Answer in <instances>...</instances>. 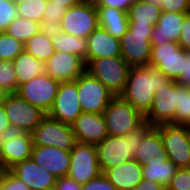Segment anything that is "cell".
<instances>
[{
    "instance_id": "6da1fadb",
    "label": "cell",
    "mask_w": 190,
    "mask_h": 190,
    "mask_svg": "<svg viewBox=\"0 0 190 190\" xmlns=\"http://www.w3.org/2000/svg\"><path fill=\"white\" fill-rule=\"evenodd\" d=\"M169 81L156 67H131L121 96L145 117L152 107L154 93Z\"/></svg>"
},
{
    "instance_id": "7a4b0ae2",
    "label": "cell",
    "mask_w": 190,
    "mask_h": 190,
    "mask_svg": "<svg viewBox=\"0 0 190 190\" xmlns=\"http://www.w3.org/2000/svg\"><path fill=\"white\" fill-rule=\"evenodd\" d=\"M153 126L145 122L138 129L125 136H107L96 144L100 170H106L133 159L146 133Z\"/></svg>"
},
{
    "instance_id": "3957f363",
    "label": "cell",
    "mask_w": 190,
    "mask_h": 190,
    "mask_svg": "<svg viewBox=\"0 0 190 190\" xmlns=\"http://www.w3.org/2000/svg\"><path fill=\"white\" fill-rule=\"evenodd\" d=\"M152 29V24H129L120 39L121 57L131 67L149 65Z\"/></svg>"
},
{
    "instance_id": "277c9868",
    "label": "cell",
    "mask_w": 190,
    "mask_h": 190,
    "mask_svg": "<svg viewBox=\"0 0 190 190\" xmlns=\"http://www.w3.org/2000/svg\"><path fill=\"white\" fill-rule=\"evenodd\" d=\"M102 114L108 136H125L146 122L145 117L121 95L113 96Z\"/></svg>"
},
{
    "instance_id": "5b68a950",
    "label": "cell",
    "mask_w": 190,
    "mask_h": 190,
    "mask_svg": "<svg viewBox=\"0 0 190 190\" xmlns=\"http://www.w3.org/2000/svg\"><path fill=\"white\" fill-rule=\"evenodd\" d=\"M130 68L121 56L93 59L86 65V71L100 80L114 96L123 93Z\"/></svg>"
},
{
    "instance_id": "8992f818",
    "label": "cell",
    "mask_w": 190,
    "mask_h": 190,
    "mask_svg": "<svg viewBox=\"0 0 190 190\" xmlns=\"http://www.w3.org/2000/svg\"><path fill=\"white\" fill-rule=\"evenodd\" d=\"M3 106L15 132L31 133L47 116L41 108L30 104L17 93H8Z\"/></svg>"
},
{
    "instance_id": "52a82bcc",
    "label": "cell",
    "mask_w": 190,
    "mask_h": 190,
    "mask_svg": "<svg viewBox=\"0 0 190 190\" xmlns=\"http://www.w3.org/2000/svg\"><path fill=\"white\" fill-rule=\"evenodd\" d=\"M31 137L33 146H54L66 151H71L77 142L71 125L48 115L31 132Z\"/></svg>"
},
{
    "instance_id": "ba28073f",
    "label": "cell",
    "mask_w": 190,
    "mask_h": 190,
    "mask_svg": "<svg viewBox=\"0 0 190 190\" xmlns=\"http://www.w3.org/2000/svg\"><path fill=\"white\" fill-rule=\"evenodd\" d=\"M98 27L97 10L93 1L72 6L66 10L59 28L61 32L87 39Z\"/></svg>"
},
{
    "instance_id": "9c48e42d",
    "label": "cell",
    "mask_w": 190,
    "mask_h": 190,
    "mask_svg": "<svg viewBox=\"0 0 190 190\" xmlns=\"http://www.w3.org/2000/svg\"><path fill=\"white\" fill-rule=\"evenodd\" d=\"M95 144L76 142L70 151L68 177L83 185L101 174Z\"/></svg>"
},
{
    "instance_id": "30bf717a",
    "label": "cell",
    "mask_w": 190,
    "mask_h": 190,
    "mask_svg": "<svg viewBox=\"0 0 190 190\" xmlns=\"http://www.w3.org/2000/svg\"><path fill=\"white\" fill-rule=\"evenodd\" d=\"M168 159L178 168H190V132L185 125H159Z\"/></svg>"
},
{
    "instance_id": "8fae6325",
    "label": "cell",
    "mask_w": 190,
    "mask_h": 190,
    "mask_svg": "<svg viewBox=\"0 0 190 190\" xmlns=\"http://www.w3.org/2000/svg\"><path fill=\"white\" fill-rule=\"evenodd\" d=\"M82 112L102 114L114 96L107 87L87 71L76 80Z\"/></svg>"
},
{
    "instance_id": "7c38bea8",
    "label": "cell",
    "mask_w": 190,
    "mask_h": 190,
    "mask_svg": "<svg viewBox=\"0 0 190 190\" xmlns=\"http://www.w3.org/2000/svg\"><path fill=\"white\" fill-rule=\"evenodd\" d=\"M59 86V81L45 73L18 86L16 93L48 114L53 107Z\"/></svg>"
},
{
    "instance_id": "4fadbf2b",
    "label": "cell",
    "mask_w": 190,
    "mask_h": 190,
    "mask_svg": "<svg viewBox=\"0 0 190 190\" xmlns=\"http://www.w3.org/2000/svg\"><path fill=\"white\" fill-rule=\"evenodd\" d=\"M178 104V83L170 80L154 93L152 107L145 121L152 126L175 125V113Z\"/></svg>"
},
{
    "instance_id": "5bb4252c",
    "label": "cell",
    "mask_w": 190,
    "mask_h": 190,
    "mask_svg": "<svg viewBox=\"0 0 190 190\" xmlns=\"http://www.w3.org/2000/svg\"><path fill=\"white\" fill-rule=\"evenodd\" d=\"M149 66L156 67L169 80L176 81L184 70V50L174 41L152 46Z\"/></svg>"
},
{
    "instance_id": "9a60e30c",
    "label": "cell",
    "mask_w": 190,
    "mask_h": 190,
    "mask_svg": "<svg viewBox=\"0 0 190 190\" xmlns=\"http://www.w3.org/2000/svg\"><path fill=\"white\" fill-rule=\"evenodd\" d=\"M81 114L76 81L60 82L53 107L47 115L71 125Z\"/></svg>"
},
{
    "instance_id": "2e32d148",
    "label": "cell",
    "mask_w": 190,
    "mask_h": 190,
    "mask_svg": "<svg viewBox=\"0 0 190 190\" xmlns=\"http://www.w3.org/2000/svg\"><path fill=\"white\" fill-rule=\"evenodd\" d=\"M85 71L84 59L71 53L55 51L45 62L46 74L59 82L74 81Z\"/></svg>"
},
{
    "instance_id": "e0dca14e",
    "label": "cell",
    "mask_w": 190,
    "mask_h": 190,
    "mask_svg": "<svg viewBox=\"0 0 190 190\" xmlns=\"http://www.w3.org/2000/svg\"><path fill=\"white\" fill-rule=\"evenodd\" d=\"M32 149L31 133L14 131L5 135L0 152V168L9 170L16 163L31 158Z\"/></svg>"
},
{
    "instance_id": "ac0fdd59",
    "label": "cell",
    "mask_w": 190,
    "mask_h": 190,
    "mask_svg": "<svg viewBox=\"0 0 190 190\" xmlns=\"http://www.w3.org/2000/svg\"><path fill=\"white\" fill-rule=\"evenodd\" d=\"M31 190H53L57 177L38 165L32 158L16 163L9 169Z\"/></svg>"
},
{
    "instance_id": "d6986e66",
    "label": "cell",
    "mask_w": 190,
    "mask_h": 190,
    "mask_svg": "<svg viewBox=\"0 0 190 190\" xmlns=\"http://www.w3.org/2000/svg\"><path fill=\"white\" fill-rule=\"evenodd\" d=\"M75 139L80 143L97 144L108 136L103 114L82 112L71 124Z\"/></svg>"
},
{
    "instance_id": "ffe728a7",
    "label": "cell",
    "mask_w": 190,
    "mask_h": 190,
    "mask_svg": "<svg viewBox=\"0 0 190 190\" xmlns=\"http://www.w3.org/2000/svg\"><path fill=\"white\" fill-rule=\"evenodd\" d=\"M31 158L57 178L68 175L70 151L54 146H33Z\"/></svg>"
},
{
    "instance_id": "44dd1931",
    "label": "cell",
    "mask_w": 190,
    "mask_h": 190,
    "mask_svg": "<svg viewBox=\"0 0 190 190\" xmlns=\"http://www.w3.org/2000/svg\"><path fill=\"white\" fill-rule=\"evenodd\" d=\"M86 65L93 59L121 56L120 40L98 26L86 39Z\"/></svg>"
},
{
    "instance_id": "7402d4cb",
    "label": "cell",
    "mask_w": 190,
    "mask_h": 190,
    "mask_svg": "<svg viewBox=\"0 0 190 190\" xmlns=\"http://www.w3.org/2000/svg\"><path fill=\"white\" fill-rule=\"evenodd\" d=\"M188 13L163 12L158 23L153 26L151 45H161L166 42H178L184 16Z\"/></svg>"
},
{
    "instance_id": "603a6c76",
    "label": "cell",
    "mask_w": 190,
    "mask_h": 190,
    "mask_svg": "<svg viewBox=\"0 0 190 190\" xmlns=\"http://www.w3.org/2000/svg\"><path fill=\"white\" fill-rule=\"evenodd\" d=\"M117 190H132L142 180V165L131 159L103 173Z\"/></svg>"
},
{
    "instance_id": "cb8c5ba5",
    "label": "cell",
    "mask_w": 190,
    "mask_h": 190,
    "mask_svg": "<svg viewBox=\"0 0 190 190\" xmlns=\"http://www.w3.org/2000/svg\"><path fill=\"white\" fill-rule=\"evenodd\" d=\"M178 167L168 159V155H160L149 160L147 165L142 166L143 180L153 181L165 188L170 184Z\"/></svg>"
},
{
    "instance_id": "d4e9b609",
    "label": "cell",
    "mask_w": 190,
    "mask_h": 190,
    "mask_svg": "<svg viewBox=\"0 0 190 190\" xmlns=\"http://www.w3.org/2000/svg\"><path fill=\"white\" fill-rule=\"evenodd\" d=\"M96 10L98 26L120 40L129 26L127 12L114 7H96Z\"/></svg>"
},
{
    "instance_id": "484cf974",
    "label": "cell",
    "mask_w": 190,
    "mask_h": 190,
    "mask_svg": "<svg viewBox=\"0 0 190 190\" xmlns=\"http://www.w3.org/2000/svg\"><path fill=\"white\" fill-rule=\"evenodd\" d=\"M168 155L161 139L159 126H153L145 135L142 143L138 147L133 159L140 165H147L153 157Z\"/></svg>"
},
{
    "instance_id": "4316f807",
    "label": "cell",
    "mask_w": 190,
    "mask_h": 190,
    "mask_svg": "<svg viewBox=\"0 0 190 190\" xmlns=\"http://www.w3.org/2000/svg\"><path fill=\"white\" fill-rule=\"evenodd\" d=\"M13 66L18 86L30 81L36 76L44 75L46 73L45 62L39 61L26 50L13 60Z\"/></svg>"
},
{
    "instance_id": "83f0119b",
    "label": "cell",
    "mask_w": 190,
    "mask_h": 190,
    "mask_svg": "<svg viewBox=\"0 0 190 190\" xmlns=\"http://www.w3.org/2000/svg\"><path fill=\"white\" fill-rule=\"evenodd\" d=\"M50 35L54 51L80 56L86 64L87 41L85 38H79L60 30H51Z\"/></svg>"
},
{
    "instance_id": "f1b7e54d",
    "label": "cell",
    "mask_w": 190,
    "mask_h": 190,
    "mask_svg": "<svg viewBox=\"0 0 190 190\" xmlns=\"http://www.w3.org/2000/svg\"><path fill=\"white\" fill-rule=\"evenodd\" d=\"M162 10L144 0H135L127 11L129 24H152L158 23Z\"/></svg>"
},
{
    "instance_id": "f546056e",
    "label": "cell",
    "mask_w": 190,
    "mask_h": 190,
    "mask_svg": "<svg viewBox=\"0 0 190 190\" xmlns=\"http://www.w3.org/2000/svg\"><path fill=\"white\" fill-rule=\"evenodd\" d=\"M24 48L33 57L42 62H46L55 52L50 31L46 30H41L38 34L30 38L24 44Z\"/></svg>"
},
{
    "instance_id": "4dcf8cb0",
    "label": "cell",
    "mask_w": 190,
    "mask_h": 190,
    "mask_svg": "<svg viewBox=\"0 0 190 190\" xmlns=\"http://www.w3.org/2000/svg\"><path fill=\"white\" fill-rule=\"evenodd\" d=\"M42 30V23L18 16L4 31L25 44Z\"/></svg>"
},
{
    "instance_id": "1f68e13d",
    "label": "cell",
    "mask_w": 190,
    "mask_h": 190,
    "mask_svg": "<svg viewBox=\"0 0 190 190\" xmlns=\"http://www.w3.org/2000/svg\"><path fill=\"white\" fill-rule=\"evenodd\" d=\"M48 0H28L17 5L18 16L39 23L43 22Z\"/></svg>"
},
{
    "instance_id": "d6a6232c",
    "label": "cell",
    "mask_w": 190,
    "mask_h": 190,
    "mask_svg": "<svg viewBox=\"0 0 190 190\" xmlns=\"http://www.w3.org/2000/svg\"><path fill=\"white\" fill-rule=\"evenodd\" d=\"M24 50V44L21 41L5 32L0 33V60L13 61Z\"/></svg>"
},
{
    "instance_id": "836d02e7",
    "label": "cell",
    "mask_w": 190,
    "mask_h": 190,
    "mask_svg": "<svg viewBox=\"0 0 190 190\" xmlns=\"http://www.w3.org/2000/svg\"><path fill=\"white\" fill-rule=\"evenodd\" d=\"M190 120V87L178 84V104L175 125H186Z\"/></svg>"
},
{
    "instance_id": "e575fe53",
    "label": "cell",
    "mask_w": 190,
    "mask_h": 190,
    "mask_svg": "<svg viewBox=\"0 0 190 190\" xmlns=\"http://www.w3.org/2000/svg\"><path fill=\"white\" fill-rule=\"evenodd\" d=\"M67 8L64 5L50 4L47 2L46 10L43 16L42 30H58L60 21Z\"/></svg>"
},
{
    "instance_id": "d590c367",
    "label": "cell",
    "mask_w": 190,
    "mask_h": 190,
    "mask_svg": "<svg viewBox=\"0 0 190 190\" xmlns=\"http://www.w3.org/2000/svg\"><path fill=\"white\" fill-rule=\"evenodd\" d=\"M0 87L8 93H16L18 83L13 61L0 60Z\"/></svg>"
},
{
    "instance_id": "8d00e7d4",
    "label": "cell",
    "mask_w": 190,
    "mask_h": 190,
    "mask_svg": "<svg viewBox=\"0 0 190 190\" xmlns=\"http://www.w3.org/2000/svg\"><path fill=\"white\" fill-rule=\"evenodd\" d=\"M18 17L17 5L12 0H0V33Z\"/></svg>"
},
{
    "instance_id": "74e56055",
    "label": "cell",
    "mask_w": 190,
    "mask_h": 190,
    "mask_svg": "<svg viewBox=\"0 0 190 190\" xmlns=\"http://www.w3.org/2000/svg\"><path fill=\"white\" fill-rule=\"evenodd\" d=\"M167 190H190V168H178Z\"/></svg>"
},
{
    "instance_id": "f35d334b",
    "label": "cell",
    "mask_w": 190,
    "mask_h": 190,
    "mask_svg": "<svg viewBox=\"0 0 190 190\" xmlns=\"http://www.w3.org/2000/svg\"><path fill=\"white\" fill-rule=\"evenodd\" d=\"M163 12L190 13V0H163Z\"/></svg>"
},
{
    "instance_id": "ab89813d",
    "label": "cell",
    "mask_w": 190,
    "mask_h": 190,
    "mask_svg": "<svg viewBox=\"0 0 190 190\" xmlns=\"http://www.w3.org/2000/svg\"><path fill=\"white\" fill-rule=\"evenodd\" d=\"M82 190H117L116 187L101 173L86 184L82 185Z\"/></svg>"
},
{
    "instance_id": "60d3db41",
    "label": "cell",
    "mask_w": 190,
    "mask_h": 190,
    "mask_svg": "<svg viewBox=\"0 0 190 190\" xmlns=\"http://www.w3.org/2000/svg\"><path fill=\"white\" fill-rule=\"evenodd\" d=\"M2 190H31L24 182L16 177L10 170L4 169V184Z\"/></svg>"
},
{
    "instance_id": "b9f144b4",
    "label": "cell",
    "mask_w": 190,
    "mask_h": 190,
    "mask_svg": "<svg viewBox=\"0 0 190 190\" xmlns=\"http://www.w3.org/2000/svg\"><path fill=\"white\" fill-rule=\"evenodd\" d=\"M178 44L183 50H190V13L184 16Z\"/></svg>"
},
{
    "instance_id": "7bdbcfd3",
    "label": "cell",
    "mask_w": 190,
    "mask_h": 190,
    "mask_svg": "<svg viewBox=\"0 0 190 190\" xmlns=\"http://www.w3.org/2000/svg\"><path fill=\"white\" fill-rule=\"evenodd\" d=\"M135 0H94L96 7H114L127 12Z\"/></svg>"
},
{
    "instance_id": "ee69618b",
    "label": "cell",
    "mask_w": 190,
    "mask_h": 190,
    "mask_svg": "<svg viewBox=\"0 0 190 190\" xmlns=\"http://www.w3.org/2000/svg\"><path fill=\"white\" fill-rule=\"evenodd\" d=\"M53 190H82V185L68 176L57 178Z\"/></svg>"
},
{
    "instance_id": "f6af8a7d",
    "label": "cell",
    "mask_w": 190,
    "mask_h": 190,
    "mask_svg": "<svg viewBox=\"0 0 190 190\" xmlns=\"http://www.w3.org/2000/svg\"><path fill=\"white\" fill-rule=\"evenodd\" d=\"M176 82L179 85L190 87V50H184V70Z\"/></svg>"
},
{
    "instance_id": "bcb514c9",
    "label": "cell",
    "mask_w": 190,
    "mask_h": 190,
    "mask_svg": "<svg viewBox=\"0 0 190 190\" xmlns=\"http://www.w3.org/2000/svg\"><path fill=\"white\" fill-rule=\"evenodd\" d=\"M14 132L6 116V112L3 105H0V134L8 135L9 133Z\"/></svg>"
},
{
    "instance_id": "7dc6e473",
    "label": "cell",
    "mask_w": 190,
    "mask_h": 190,
    "mask_svg": "<svg viewBox=\"0 0 190 190\" xmlns=\"http://www.w3.org/2000/svg\"><path fill=\"white\" fill-rule=\"evenodd\" d=\"M166 188L156 182L142 180L134 189L132 190H165Z\"/></svg>"
},
{
    "instance_id": "c3c4849f",
    "label": "cell",
    "mask_w": 190,
    "mask_h": 190,
    "mask_svg": "<svg viewBox=\"0 0 190 190\" xmlns=\"http://www.w3.org/2000/svg\"><path fill=\"white\" fill-rule=\"evenodd\" d=\"M86 0H48L50 4L64 5L67 9L84 3Z\"/></svg>"
},
{
    "instance_id": "681fc988",
    "label": "cell",
    "mask_w": 190,
    "mask_h": 190,
    "mask_svg": "<svg viewBox=\"0 0 190 190\" xmlns=\"http://www.w3.org/2000/svg\"><path fill=\"white\" fill-rule=\"evenodd\" d=\"M7 95L8 92H6L3 88L0 87V105L4 104Z\"/></svg>"
},
{
    "instance_id": "f907efd6",
    "label": "cell",
    "mask_w": 190,
    "mask_h": 190,
    "mask_svg": "<svg viewBox=\"0 0 190 190\" xmlns=\"http://www.w3.org/2000/svg\"><path fill=\"white\" fill-rule=\"evenodd\" d=\"M146 1L147 3H150L158 8H161V5H162V1L163 0H144Z\"/></svg>"
},
{
    "instance_id": "816d5d0a",
    "label": "cell",
    "mask_w": 190,
    "mask_h": 190,
    "mask_svg": "<svg viewBox=\"0 0 190 190\" xmlns=\"http://www.w3.org/2000/svg\"><path fill=\"white\" fill-rule=\"evenodd\" d=\"M3 184H4V169L0 168V190H2Z\"/></svg>"
},
{
    "instance_id": "f5cc1de1",
    "label": "cell",
    "mask_w": 190,
    "mask_h": 190,
    "mask_svg": "<svg viewBox=\"0 0 190 190\" xmlns=\"http://www.w3.org/2000/svg\"><path fill=\"white\" fill-rule=\"evenodd\" d=\"M4 138H5V135L0 134V152L2 149L3 142H4Z\"/></svg>"
},
{
    "instance_id": "db71d44e",
    "label": "cell",
    "mask_w": 190,
    "mask_h": 190,
    "mask_svg": "<svg viewBox=\"0 0 190 190\" xmlns=\"http://www.w3.org/2000/svg\"><path fill=\"white\" fill-rule=\"evenodd\" d=\"M16 5H19V4H22L24 3L25 1H28V0H12Z\"/></svg>"
},
{
    "instance_id": "11a10c76",
    "label": "cell",
    "mask_w": 190,
    "mask_h": 190,
    "mask_svg": "<svg viewBox=\"0 0 190 190\" xmlns=\"http://www.w3.org/2000/svg\"><path fill=\"white\" fill-rule=\"evenodd\" d=\"M185 126L187 127L188 131L190 132V120Z\"/></svg>"
}]
</instances>
